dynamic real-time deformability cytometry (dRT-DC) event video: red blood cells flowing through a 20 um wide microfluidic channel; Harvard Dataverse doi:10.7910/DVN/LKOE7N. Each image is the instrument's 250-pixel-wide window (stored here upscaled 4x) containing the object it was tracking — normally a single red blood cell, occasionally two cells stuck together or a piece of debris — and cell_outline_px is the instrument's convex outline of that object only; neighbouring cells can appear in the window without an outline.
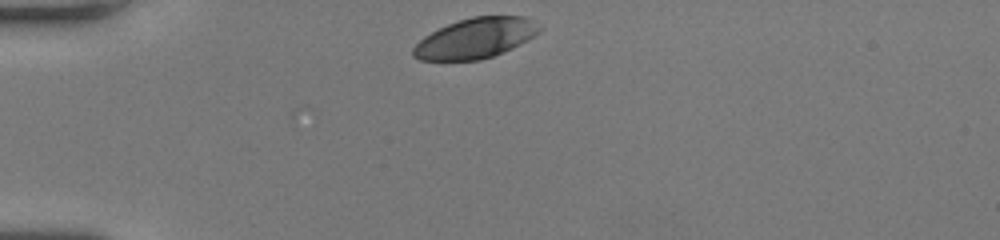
{"species": "human", "species_latin": "Homo sapiens", "temperature_condition": "room temperature", "stored_images_in_passage": 31, "camera_frame_rate_fps": 3000, "um_per_image_px": 0.085, "donor": {"sex": "female"}, "frame": {"image": 1, "passage_image": 1, "time_ms": 0.0, "image_size_px": [1000, 240], "cell_outline_px": [[540, 32], [528, 40], [512, 48], [492, 56], [480, 60], [420, 60], [412, 56], [412, 48], [424, 36], [448, 24], [472, 16], [524, 16], [540, 28]], "centroid_in_image_um": [40.39, 3.25], "position_along_channel_um": 44.6, "area_um2": 29.25}}
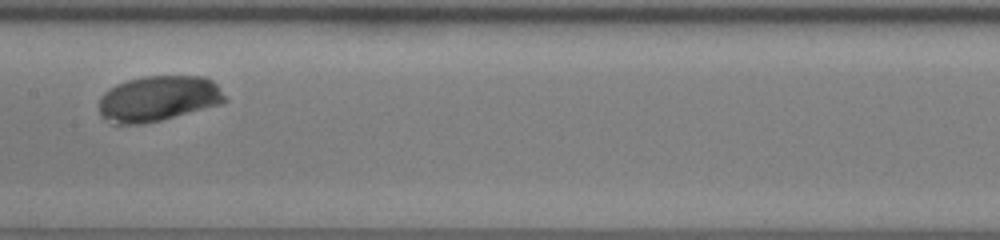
{"frame": {"image": 2, "passage_image": 15, "time_ms": 4.667, "image_size_px": [1000, 240], "cell_outline_px": [[228, 100], [220, 104], [160, 120], [144, 124], [112, 124], [104, 120], [100, 116], [100, 96], [108, 88], [116, 84], [128, 80], [144, 76], [204, 76], [212, 80], [216, 84]], "centroid_in_image_um": [13.41, 8.38], "position_along_channel_um": 194.0, "area_um2": 33.47}}
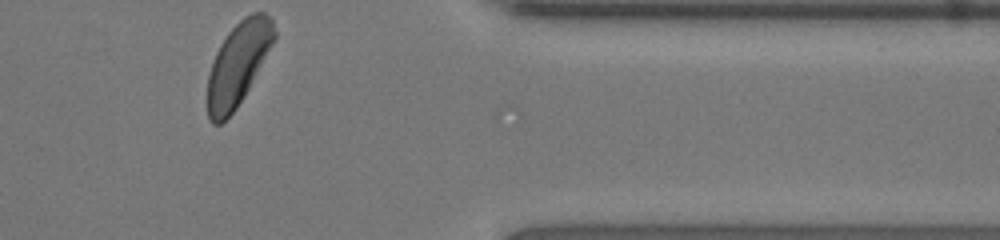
{"frame": {"image": 3, "passage_image": 31, "time_ms": 10.0, "image_size_px": [1000, 240], "cell_outline_px": [[276, 40], [244, 96], [236, 108], [220, 124], [212, 124], [208, 120], [208, 76], [216, 52], [220, 44], [228, 32], [244, 16], [252, 12], [264, 12], [272, 20], [276, 32]], "centroid_in_image_um": [20.26, 5.41], "position_along_channel_um": 391.1, "area_um2": 32.14}, "authors_computed_cell_mechanics": {"area_um2": 32.3102, "velocity_mm_per_s": 3.9775, "shape_relaxation_time_tau1_ms": 3.7379, "shape_relaxation_time_tau2_ms": null, "deformation_change_tau1": 0.1704, "deformation_change_tau2": null}}